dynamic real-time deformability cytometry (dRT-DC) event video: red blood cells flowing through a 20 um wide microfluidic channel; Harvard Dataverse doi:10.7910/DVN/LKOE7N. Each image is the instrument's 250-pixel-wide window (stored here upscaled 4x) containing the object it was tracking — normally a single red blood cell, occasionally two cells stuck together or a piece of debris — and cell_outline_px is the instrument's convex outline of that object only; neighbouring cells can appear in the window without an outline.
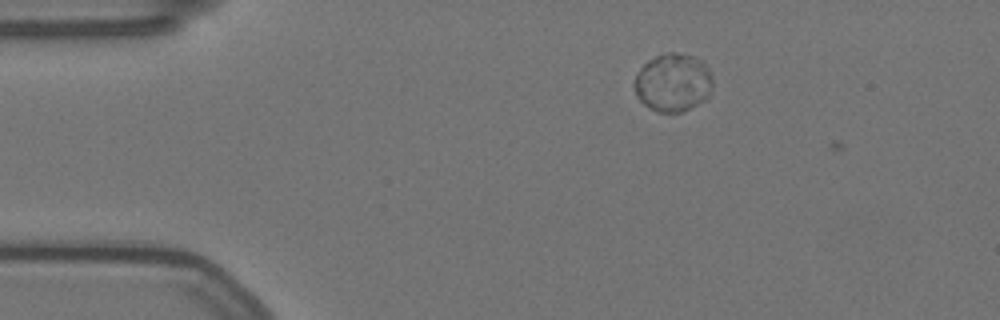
{"species": "Egyptian fruit bat (a non-hibernating species)", "species_latin": "Rousettus aegyptiacus", "temperature_condition": "warm", "stored_images_in_passage": 8, "camera_frame_rate_fps": 3000, "um_per_image_px": 0.085, "animal": {"sex": "female"}, "frame": {"image": 1, "passage_image": 7, "time_ms": 2.0, "image_size_px": [1000, 320], "cell_outline_px": [[712, 92], [704, 100], [684, 112], [656, 112], [644, 104], [636, 96], [632, 84], [640, 68], [648, 60], [656, 56], [668, 52], [676, 52], [696, 56], [704, 60], [712, 76]], "centroid_in_image_um": [57.21, 7.01], "position_along_channel_um": 27.8, "area_um2": 27.05}}